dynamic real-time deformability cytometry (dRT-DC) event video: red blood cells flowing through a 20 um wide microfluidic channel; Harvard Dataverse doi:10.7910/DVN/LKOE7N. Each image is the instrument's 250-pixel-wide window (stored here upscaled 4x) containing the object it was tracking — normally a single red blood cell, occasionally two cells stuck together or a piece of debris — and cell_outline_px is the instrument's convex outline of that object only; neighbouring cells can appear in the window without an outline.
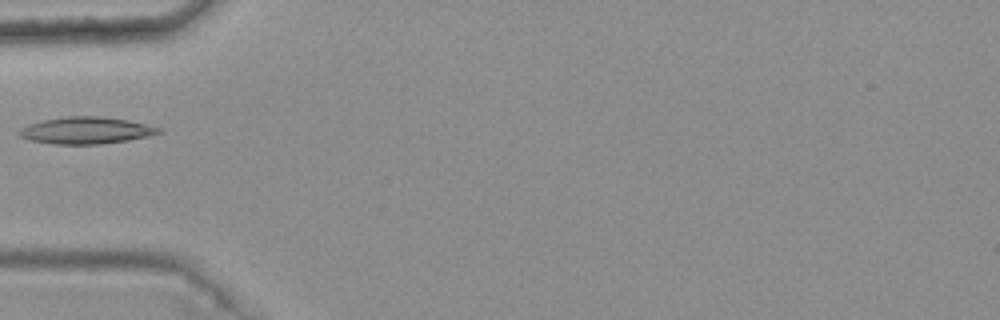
{"species": "common noctule bat (a hibernating species)", "species_latin": "Nyctalus noctula", "temperature_condition": "warm", "stored_images_in_passage": 7, "camera_frame_rate_fps": 3000, "um_per_image_px": 0.085, "animal": {"sex": "female", "body_mass_g": 25.1}, "frame": {"image": 1, "passage_image": 6, "time_ms": 1.667, "image_size_px": [1000, 320], "cell_outline_px": [[160, 132], [148, 136], [128, 140], [100, 144], [52, 144], [28, 140], [20, 136], [16, 132], [20, 128], [28, 124], [40, 120], [68, 116], [100, 116], [128, 120], [160, 128]], "centroid_in_image_um": [7.23, 11.08], "position_along_channel_um": 77.8, "area_um2": 21.85}}
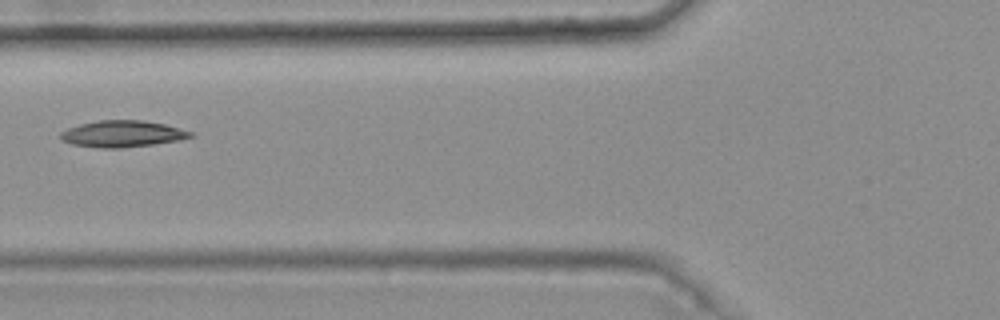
{"frame": {"image": 2, "passage_image": 7, "time_ms": 2.0, "image_size_px": [1000, 320], "cell_outline_px": [[196, 136], [180, 140], [152, 144], [120, 148], [100, 148], [72, 144], [60, 140], [60, 132], [68, 128], [80, 124], [100, 120], [144, 120], [164, 124], [192, 132]], "centroid_in_image_um": [10.39, 11.37], "position_along_channel_um": 115.4, "area_um2": 20.06}}